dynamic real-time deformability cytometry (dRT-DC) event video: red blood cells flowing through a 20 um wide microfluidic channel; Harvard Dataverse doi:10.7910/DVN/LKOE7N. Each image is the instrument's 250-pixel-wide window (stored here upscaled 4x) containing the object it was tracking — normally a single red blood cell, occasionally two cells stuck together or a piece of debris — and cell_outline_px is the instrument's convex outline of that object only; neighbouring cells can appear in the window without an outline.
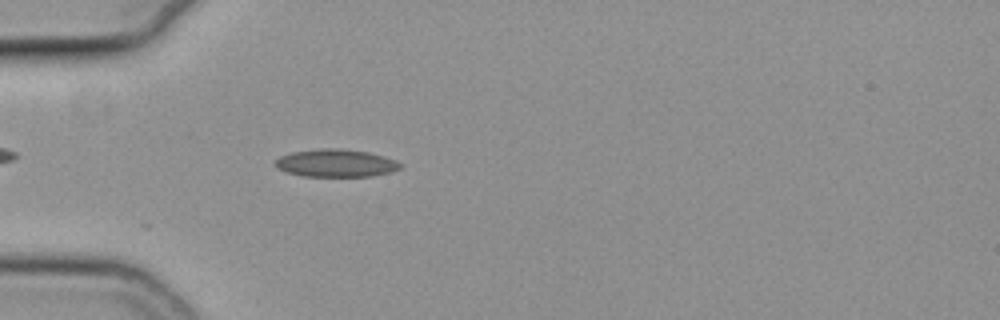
{"species": "common noctule bat (a hibernating species)", "species_latin": "Nyctalus noctula", "temperature_condition": "cold", "stored_images_in_passage": 44, "camera_frame_rate_fps": 3000, "um_per_image_px": 0.085, "animal": {"sex": "female", "body_mass_g": 19.3, "forearm_length_mm": 54.1}, "frame": {"image": 1, "passage_image": 6, "time_ms": 1.667, "image_size_px": [1000, 320], "cell_outline_px": [[400, 168], [392, 172], [372, 176], [304, 176], [284, 172], [276, 168], [276, 160], [280, 156], [292, 152], [320, 148], [336, 148], [368, 152], [396, 160], [400, 164]], "centroid_in_image_um": [28.52, 13.87], "position_along_channel_um": 56.5, "area_um2": 20.11}}
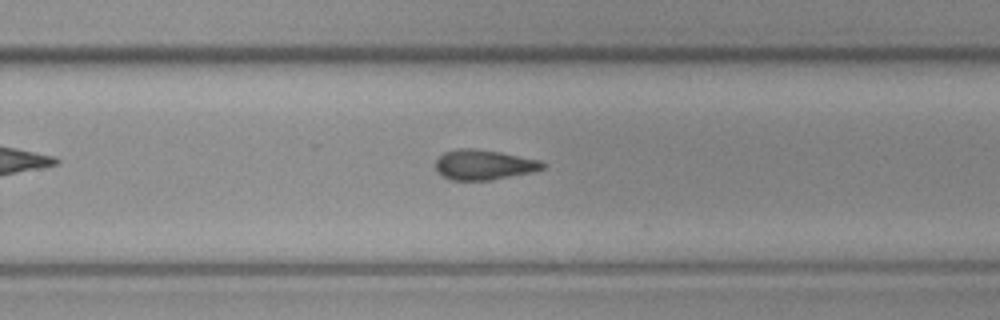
{"frame": {"image": 2, "passage_image": 25, "time_ms": 8.0, "image_size_px": [1000, 320], "cell_outline_px": [[548, 164], [544, 168], [532, 172], [492, 180], [448, 180], [436, 172], [436, 160], [444, 152], [460, 148], [472, 148], [500, 152], [540, 160]], "centroid_in_image_um": [41.12, 14.01], "position_along_channel_um": 288.7, "area_um2": 18.9}}
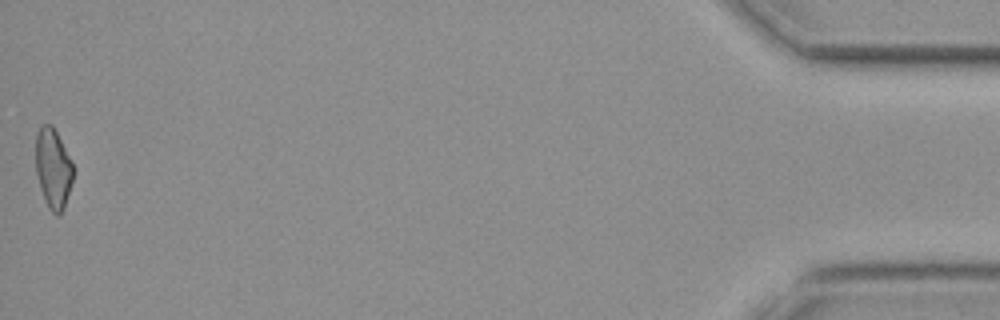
{"frame": {"image": 3, "passage_image": 44, "time_ms": 14.333, "image_size_px": [1000, 320], "cell_outline_px": [[72, 180], [64, 208], [60, 216], [56, 216], [48, 208], [40, 188], [36, 172], [36, 132], [40, 124], [52, 124], [72, 160]], "centroid_in_image_um": [4.5, 14.3], "position_along_channel_um": 430.7, "area_um2": 17.51}, "authors_computed_cell_mechanics": {"area_um2": 18.8428, "velocity_mm_per_s": 3.8044, "shape_relaxation_time_tau1_ms": 5.5263, "shape_relaxation_time_tau2_ms": 4.4076, "deformation_change_tau1": 0.1445, "deformation_change_tau2": 0.1383}}